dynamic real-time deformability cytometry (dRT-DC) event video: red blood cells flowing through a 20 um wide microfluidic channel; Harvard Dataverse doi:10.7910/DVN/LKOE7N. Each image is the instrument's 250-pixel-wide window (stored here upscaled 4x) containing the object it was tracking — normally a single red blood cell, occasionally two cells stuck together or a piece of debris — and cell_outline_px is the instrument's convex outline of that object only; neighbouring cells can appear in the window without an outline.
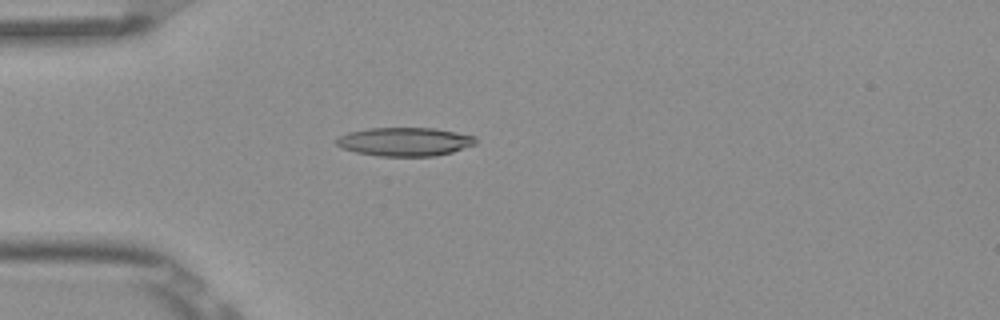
{"species": "Egyptian fruit bat (a non-hibernating species)", "species_latin": "Rousettus aegyptiacus", "temperature_condition": "room temperature", "stored_images_in_passage": 5, "camera_frame_rate_fps": 3000, "um_per_image_px": 0.085, "frame": {"image": 1, "passage_image": 4, "time_ms": 1.0, "image_size_px": [1000, 320], "cell_outline_px": [[476, 144], [452, 152], [436, 156], [380, 156], [356, 152], [340, 148], [336, 144], [336, 140], [340, 136], [348, 132], [368, 128], [432, 128], [456, 132], [476, 136]], "centroid_in_image_um": [34.4, 12.04], "position_along_channel_um": 50.6, "area_um2": 23.24}}